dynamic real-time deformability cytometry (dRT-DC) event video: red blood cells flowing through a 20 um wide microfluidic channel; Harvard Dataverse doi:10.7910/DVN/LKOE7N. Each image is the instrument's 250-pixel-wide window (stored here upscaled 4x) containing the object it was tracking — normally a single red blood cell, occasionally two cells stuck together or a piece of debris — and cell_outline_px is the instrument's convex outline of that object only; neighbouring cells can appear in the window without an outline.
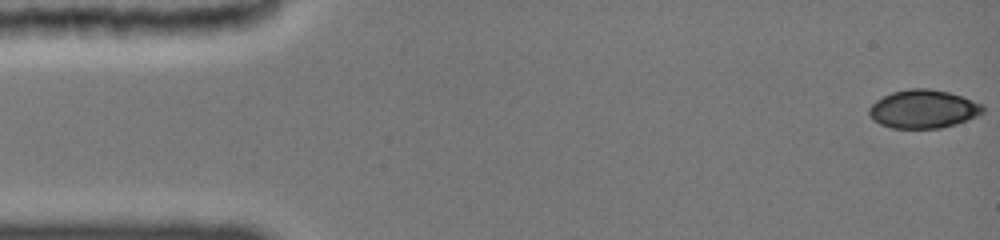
{"species": "common noctule bat (a hibernating species)", "species_latin": "Nyctalus noctula", "temperature_condition": "cold", "stored_images_in_passage": 49, "camera_frame_rate_fps": 3000, "um_per_image_px": 0.085, "animal": {"sex": "female", "body_mass_g": 19.0, "forearm_length_mm": 51.5}, "frame": {"image": 1, "passage_image": 1, "time_ms": 0.0, "image_size_px": [1000, 240], "cell_outline_px": [[984, 112], [976, 116], [956, 124], [940, 128], [892, 128], [880, 124], [868, 112], [872, 104], [876, 100], [892, 92], [908, 88], [928, 88], [948, 92], [984, 104]], "centroid_in_image_um": [78.5, 9.26], "position_along_channel_um": 6.5, "area_um2": 25.26}}
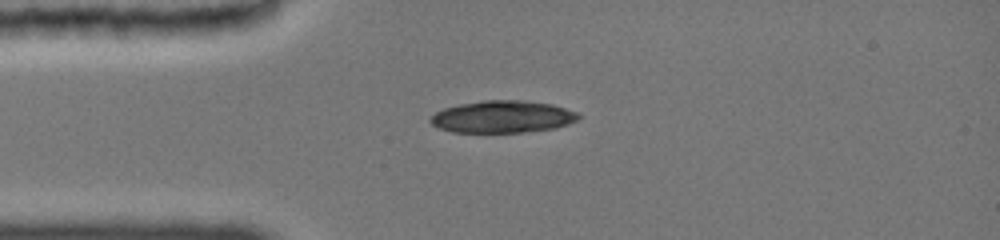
{"frame": {"image": 2, "passage_image": 15, "time_ms": 3.667, "image_size_px": [1000, 240], "cell_outline_px": [[580, 116], [576, 120], [552, 128], [520, 132], [456, 132], [440, 128], [432, 124], [428, 120], [436, 112], [444, 108], [460, 104], [484, 100], [524, 100], [552, 104], [576, 112]], "centroid_in_image_um": [42.68, 9.91], "position_along_channel_um": 42.3, "area_um2": 27.28}}